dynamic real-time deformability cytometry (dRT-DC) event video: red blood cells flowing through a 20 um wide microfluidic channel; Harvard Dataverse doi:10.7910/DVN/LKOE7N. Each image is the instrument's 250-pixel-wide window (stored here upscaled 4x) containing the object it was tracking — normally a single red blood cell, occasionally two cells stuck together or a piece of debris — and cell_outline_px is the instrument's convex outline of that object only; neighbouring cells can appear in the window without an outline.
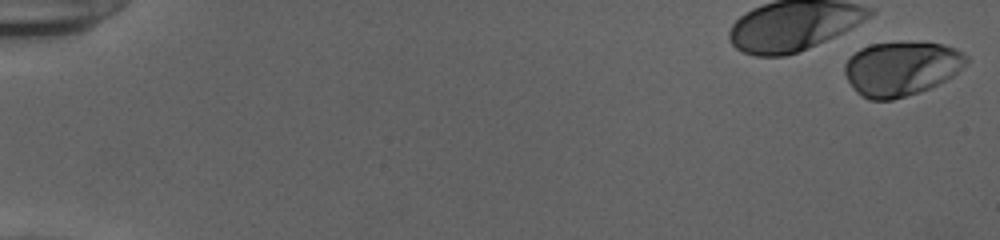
{"species": "human", "species_latin": "Homo sapiens", "temperature_condition": "cold", "stored_images_in_passage": 19, "camera_frame_rate_fps": 3000, "um_per_image_px": 0.085, "donor": {"sex": "female"}, "frame": {"image": 1, "passage_image": 1, "time_ms": 0.0, "image_size_px": [1000, 240], "cell_outline_px": [[968, 60], [952, 76], [920, 92], [892, 100], [868, 100], [856, 92], [848, 80], [844, 72], [844, 64], [848, 56], [860, 48], [868, 44], [900, 40], [908, 40], [944, 44], [956, 48], [964, 52], [968, 56]], "centroid_in_image_um": [76.58, 5.78], "position_along_channel_um": 8.4, "area_um2": 39.25}}